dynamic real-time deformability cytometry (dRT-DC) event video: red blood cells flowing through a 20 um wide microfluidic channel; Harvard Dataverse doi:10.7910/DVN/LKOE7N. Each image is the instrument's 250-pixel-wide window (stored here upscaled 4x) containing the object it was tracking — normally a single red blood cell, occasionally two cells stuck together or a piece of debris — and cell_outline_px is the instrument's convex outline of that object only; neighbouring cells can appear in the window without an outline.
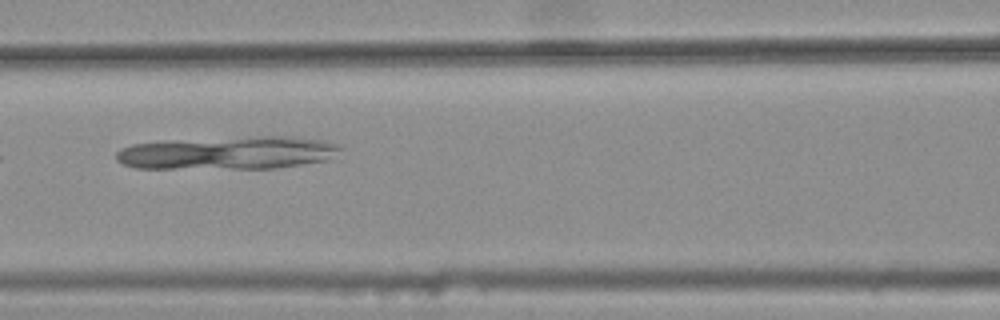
{"species": "common noctule bat (a hibernating species)", "species_latin": "Nyctalus noctula", "temperature_condition": "warm", "stored_images_in_passage": 5, "camera_frame_rate_fps": 3000, "um_per_image_px": 0.085, "animal": {"sex": "female", "body_mass_g": 25.1}, "frame": {"image": 1, "passage_image": 4, "time_ms": 1.0, "image_size_px": [1000, 320], "cell_outline_px": [[344, 148], [324, 160], [276, 168], [136, 168], [124, 164], [116, 160], [116, 152], [120, 148], [132, 144], [168, 140], [256, 136], [292, 136], [324, 140], [340, 144]], "centroid_in_image_um": [19.35, 12.97], "position_along_channel_um": 147.3, "area_um2": 43.23}}
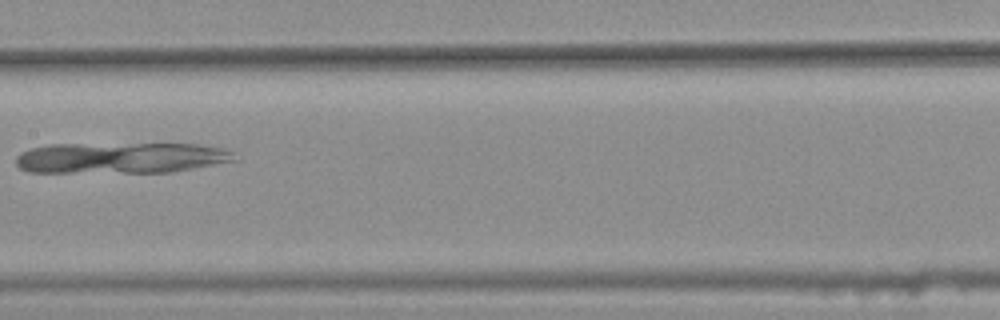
{"frame": {"image": 2, "passage_image": 5, "time_ms": 1.333, "image_size_px": [1000, 320], "cell_outline_px": [[240, 160], [172, 172], [28, 172], [20, 168], [16, 164], [16, 156], [20, 152], [32, 148], [48, 144], [200, 144], [224, 148], [236, 152]], "centroid_in_image_um": [10.35, 13.41], "position_along_channel_um": 197.0, "area_um2": 39.82}}